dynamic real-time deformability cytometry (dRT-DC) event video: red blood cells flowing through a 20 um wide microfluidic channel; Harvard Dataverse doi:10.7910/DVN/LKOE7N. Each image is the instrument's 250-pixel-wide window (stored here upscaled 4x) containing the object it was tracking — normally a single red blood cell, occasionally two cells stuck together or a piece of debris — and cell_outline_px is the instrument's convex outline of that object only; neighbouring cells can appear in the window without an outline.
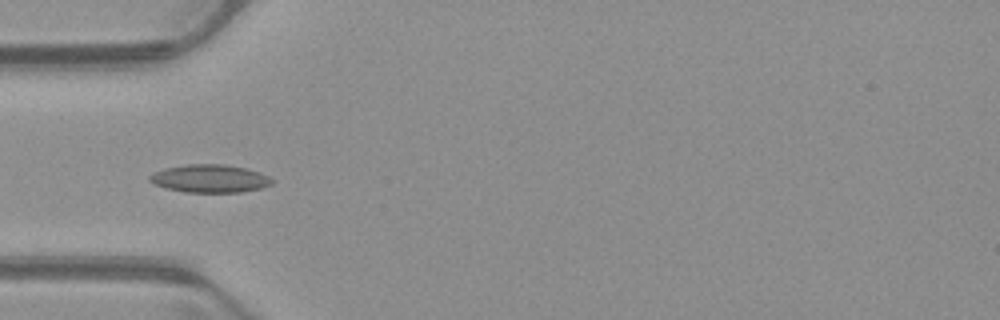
{"species": "common noctule bat (a hibernating species)", "species_latin": "Nyctalus noctula", "temperature_condition": "warm", "stored_images_in_passage": 5, "camera_frame_rate_fps": 3000, "um_per_image_px": 0.085, "animal": {"sex": "male", "body_mass_g": 23.1, "forearm_length_mm": 52.7}, "frame": {"image": 1, "passage_image": 3, "time_ms": 0.667, "image_size_px": [1000, 320], "cell_outline_px": [[264, 184], [252, 188], [228, 192], [196, 192], [172, 188], [160, 184], [152, 180], [152, 176], [172, 168], [236, 168], [252, 172]], "centroid_in_image_um": [17.67, 15.26], "position_along_channel_um": 67.3, "area_um2": 15.43}}